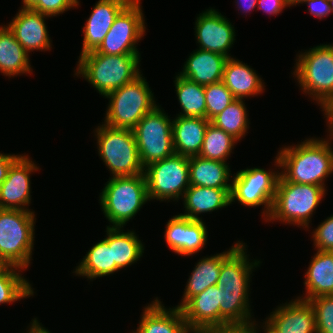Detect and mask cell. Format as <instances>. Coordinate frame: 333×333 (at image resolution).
I'll use <instances>...</instances> for the list:
<instances>
[{"label": "cell", "instance_id": "5bb4252c", "mask_svg": "<svg viewBox=\"0 0 333 333\" xmlns=\"http://www.w3.org/2000/svg\"><path fill=\"white\" fill-rule=\"evenodd\" d=\"M196 19L194 30L199 49L231 58L228 51L236 40L232 23L213 8L203 11Z\"/></svg>", "mask_w": 333, "mask_h": 333}, {"label": "cell", "instance_id": "8d00e7d4", "mask_svg": "<svg viewBox=\"0 0 333 333\" xmlns=\"http://www.w3.org/2000/svg\"><path fill=\"white\" fill-rule=\"evenodd\" d=\"M316 322L317 333H333V295H323L308 300Z\"/></svg>", "mask_w": 333, "mask_h": 333}, {"label": "cell", "instance_id": "277c9868", "mask_svg": "<svg viewBox=\"0 0 333 333\" xmlns=\"http://www.w3.org/2000/svg\"><path fill=\"white\" fill-rule=\"evenodd\" d=\"M100 206L109 227H121L149 200L144 173L109 178L100 193Z\"/></svg>", "mask_w": 333, "mask_h": 333}, {"label": "cell", "instance_id": "f35d334b", "mask_svg": "<svg viewBox=\"0 0 333 333\" xmlns=\"http://www.w3.org/2000/svg\"><path fill=\"white\" fill-rule=\"evenodd\" d=\"M78 0H39L31 10L43 13L49 17H55L72 9L78 7Z\"/></svg>", "mask_w": 333, "mask_h": 333}, {"label": "cell", "instance_id": "8fae6325", "mask_svg": "<svg viewBox=\"0 0 333 333\" xmlns=\"http://www.w3.org/2000/svg\"><path fill=\"white\" fill-rule=\"evenodd\" d=\"M144 176L149 200L178 201L190 186L189 157L175 153L153 162L144 168Z\"/></svg>", "mask_w": 333, "mask_h": 333}, {"label": "cell", "instance_id": "7c38bea8", "mask_svg": "<svg viewBox=\"0 0 333 333\" xmlns=\"http://www.w3.org/2000/svg\"><path fill=\"white\" fill-rule=\"evenodd\" d=\"M230 204L238 201L243 206H263L262 215L267 219L271 213L280 172L261 168L240 170L233 176Z\"/></svg>", "mask_w": 333, "mask_h": 333}, {"label": "cell", "instance_id": "4dcf8cb0", "mask_svg": "<svg viewBox=\"0 0 333 333\" xmlns=\"http://www.w3.org/2000/svg\"><path fill=\"white\" fill-rule=\"evenodd\" d=\"M114 272H116V263L113 260L112 247H109V243L103 239L89 249L73 273L92 280Z\"/></svg>", "mask_w": 333, "mask_h": 333}, {"label": "cell", "instance_id": "4316f807", "mask_svg": "<svg viewBox=\"0 0 333 333\" xmlns=\"http://www.w3.org/2000/svg\"><path fill=\"white\" fill-rule=\"evenodd\" d=\"M316 251L304 275L305 296L297 297L305 301L318 296L333 295V251Z\"/></svg>", "mask_w": 333, "mask_h": 333}, {"label": "cell", "instance_id": "30bf717a", "mask_svg": "<svg viewBox=\"0 0 333 333\" xmlns=\"http://www.w3.org/2000/svg\"><path fill=\"white\" fill-rule=\"evenodd\" d=\"M139 158L145 168L149 164L175 154L172 137V120L161 106H156L133 129Z\"/></svg>", "mask_w": 333, "mask_h": 333}, {"label": "cell", "instance_id": "d4e9b609", "mask_svg": "<svg viewBox=\"0 0 333 333\" xmlns=\"http://www.w3.org/2000/svg\"><path fill=\"white\" fill-rule=\"evenodd\" d=\"M263 80L254 69L236 58H228L222 76V82L235 99L260 95L265 87Z\"/></svg>", "mask_w": 333, "mask_h": 333}, {"label": "cell", "instance_id": "60d3db41", "mask_svg": "<svg viewBox=\"0 0 333 333\" xmlns=\"http://www.w3.org/2000/svg\"><path fill=\"white\" fill-rule=\"evenodd\" d=\"M286 7H290L287 0H258L257 9L269 15H278Z\"/></svg>", "mask_w": 333, "mask_h": 333}, {"label": "cell", "instance_id": "9c48e42d", "mask_svg": "<svg viewBox=\"0 0 333 333\" xmlns=\"http://www.w3.org/2000/svg\"><path fill=\"white\" fill-rule=\"evenodd\" d=\"M98 154L112 177L144 173L133 130L102 124L94 130Z\"/></svg>", "mask_w": 333, "mask_h": 333}, {"label": "cell", "instance_id": "ba28073f", "mask_svg": "<svg viewBox=\"0 0 333 333\" xmlns=\"http://www.w3.org/2000/svg\"><path fill=\"white\" fill-rule=\"evenodd\" d=\"M300 53L293 75L303 92L323 109L333 100V45H317Z\"/></svg>", "mask_w": 333, "mask_h": 333}, {"label": "cell", "instance_id": "44dd1931", "mask_svg": "<svg viewBox=\"0 0 333 333\" xmlns=\"http://www.w3.org/2000/svg\"><path fill=\"white\" fill-rule=\"evenodd\" d=\"M268 319L279 333H317L314 311L308 301L294 299L278 306Z\"/></svg>", "mask_w": 333, "mask_h": 333}, {"label": "cell", "instance_id": "816d5d0a", "mask_svg": "<svg viewBox=\"0 0 333 333\" xmlns=\"http://www.w3.org/2000/svg\"><path fill=\"white\" fill-rule=\"evenodd\" d=\"M330 5L331 13H333V0H328Z\"/></svg>", "mask_w": 333, "mask_h": 333}, {"label": "cell", "instance_id": "484cf974", "mask_svg": "<svg viewBox=\"0 0 333 333\" xmlns=\"http://www.w3.org/2000/svg\"><path fill=\"white\" fill-rule=\"evenodd\" d=\"M231 189L208 188L190 185L183 196L185 208L183 217L202 220L201 213L216 211L230 205Z\"/></svg>", "mask_w": 333, "mask_h": 333}, {"label": "cell", "instance_id": "e575fe53", "mask_svg": "<svg viewBox=\"0 0 333 333\" xmlns=\"http://www.w3.org/2000/svg\"><path fill=\"white\" fill-rule=\"evenodd\" d=\"M21 270L23 269L9 266L0 275V304H12L34 295L31 284L22 276Z\"/></svg>", "mask_w": 333, "mask_h": 333}, {"label": "cell", "instance_id": "74e56055", "mask_svg": "<svg viewBox=\"0 0 333 333\" xmlns=\"http://www.w3.org/2000/svg\"><path fill=\"white\" fill-rule=\"evenodd\" d=\"M312 236L318 251H333V215L321 222Z\"/></svg>", "mask_w": 333, "mask_h": 333}, {"label": "cell", "instance_id": "5b68a950", "mask_svg": "<svg viewBox=\"0 0 333 333\" xmlns=\"http://www.w3.org/2000/svg\"><path fill=\"white\" fill-rule=\"evenodd\" d=\"M326 188L312 184H299L287 181L281 174L268 221L279 220L309 229L310 219L320 204Z\"/></svg>", "mask_w": 333, "mask_h": 333}, {"label": "cell", "instance_id": "f6af8a7d", "mask_svg": "<svg viewBox=\"0 0 333 333\" xmlns=\"http://www.w3.org/2000/svg\"><path fill=\"white\" fill-rule=\"evenodd\" d=\"M235 2L238 5V9L244 11V13H249L252 11L255 7H257L258 0H235Z\"/></svg>", "mask_w": 333, "mask_h": 333}, {"label": "cell", "instance_id": "3957f363", "mask_svg": "<svg viewBox=\"0 0 333 333\" xmlns=\"http://www.w3.org/2000/svg\"><path fill=\"white\" fill-rule=\"evenodd\" d=\"M140 56V54L106 55L93 50L79 56L75 75H82L81 77L105 97L141 74Z\"/></svg>", "mask_w": 333, "mask_h": 333}, {"label": "cell", "instance_id": "ab89813d", "mask_svg": "<svg viewBox=\"0 0 333 333\" xmlns=\"http://www.w3.org/2000/svg\"><path fill=\"white\" fill-rule=\"evenodd\" d=\"M303 3L308 4V12L319 19L327 17L331 13L328 0H306Z\"/></svg>", "mask_w": 333, "mask_h": 333}, {"label": "cell", "instance_id": "836d02e7", "mask_svg": "<svg viewBox=\"0 0 333 333\" xmlns=\"http://www.w3.org/2000/svg\"><path fill=\"white\" fill-rule=\"evenodd\" d=\"M237 142L230 134L209 122L198 156L226 163Z\"/></svg>", "mask_w": 333, "mask_h": 333}, {"label": "cell", "instance_id": "1f68e13d", "mask_svg": "<svg viewBox=\"0 0 333 333\" xmlns=\"http://www.w3.org/2000/svg\"><path fill=\"white\" fill-rule=\"evenodd\" d=\"M174 84L183 112H180L177 116L206 118L204 86L190 81L179 74L176 76Z\"/></svg>", "mask_w": 333, "mask_h": 333}, {"label": "cell", "instance_id": "8992f818", "mask_svg": "<svg viewBox=\"0 0 333 333\" xmlns=\"http://www.w3.org/2000/svg\"><path fill=\"white\" fill-rule=\"evenodd\" d=\"M35 212L0 209V259L8 266L27 269L34 247Z\"/></svg>", "mask_w": 333, "mask_h": 333}, {"label": "cell", "instance_id": "bcb514c9", "mask_svg": "<svg viewBox=\"0 0 333 333\" xmlns=\"http://www.w3.org/2000/svg\"><path fill=\"white\" fill-rule=\"evenodd\" d=\"M27 333H50L46 328H44L41 323L37 320V318L32 319L30 328Z\"/></svg>", "mask_w": 333, "mask_h": 333}, {"label": "cell", "instance_id": "f1b7e54d", "mask_svg": "<svg viewBox=\"0 0 333 333\" xmlns=\"http://www.w3.org/2000/svg\"><path fill=\"white\" fill-rule=\"evenodd\" d=\"M29 54L7 25L0 26V72L4 76L32 73Z\"/></svg>", "mask_w": 333, "mask_h": 333}, {"label": "cell", "instance_id": "7a4b0ae2", "mask_svg": "<svg viewBox=\"0 0 333 333\" xmlns=\"http://www.w3.org/2000/svg\"><path fill=\"white\" fill-rule=\"evenodd\" d=\"M328 139L315 137L285 146L278 152L274 165L283 170L280 174L289 182L325 188L324 181L333 173V137Z\"/></svg>", "mask_w": 333, "mask_h": 333}, {"label": "cell", "instance_id": "d6986e66", "mask_svg": "<svg viewBox=\"0 0 333 333\" xmlns=\"http://www.w3.org/2000/svg\"><path fill=\"white\" fill-rule=\"evenodd\" d=\"M132 0H99L83 26L80 55L96 50L109 32L115 18Z\"/></svg>", "mask_w": 333, "mask_h": 333}, {"label": "cell", "instance_id": "f546056e", "mask_svg": "<svg viewBox=\"0 0 333 333\" xmlns=\"http://www.w3.org/2000/svg\"><path fill=\"white\" fill-rule=\"evenodd\" d=\"M107 237L104 238L112 247L116 271L131 266L144 253V245L134 231L123 232L121 227H106Z\"/></svg>", "mask_w": 333, "mask_h": 333}, {"label": "cell", "instance_id": "9a60e30c", "mask_svg": "<svg viewBox=\"0 0 333 333\" xmlns=\"http://www.w3.org/2000/svg\"><path fill=\"white\" fill-rule=\"evenodd\" d=\"M219 301L220 289L212 285L191 297L180 308L192 333H214L220 330Z\"/></svg>", "mask_w": 333, "mask_h": 333}, {"label": "cell", "instance_id": "7bdbcfd3", "mask_svg": "<svg viewBox=\"0 0 333 333\" xmlns=\"http://www.w3.org/2000/svg\"><path fill=\"white\" fill-rule=\"evenodd\" d=\"M255 322V320H251L247 326L228 327L214 333H258V324H256Z\"/></svg>", "mask_w": 333, "mask_h": 333}, {"label": "cell", "instance_id": "681fc988", "mask_svg": "<svg viewBox=\"0 0 333 333\" xmlns=\"http://www.w3.org/2000/svg\"><path fill=\"white\" fill-rule=\"evenodd\" d=\"M9 266L0 259V275L8 268Z\"/></svg>", "mask_w": 333, "mask_h": 333}, {"label": "cell", "instance_id": "e0dca14e", "mask_svg": "<svg viewBox=\"0 0 333 333\" xmlns=\"http://www.w3.org/2000/svg\"><path fill=\"white\" fill-rule=\"evenodd\" d=\"M207 228L203 220L175 215L166 224L164 232L168 247L178 255L191 256L204 248Z\"/></svg>", "mask_w": 333, "mask_h": 333}, {"label": "cell", "instance_id": "d6a6232c", "mask_svg": "<svg viewBox=\"0 0 333 333\" xmlns=\"http://www.w3.org/2000/svg\"><path fill=\"white\" fill-rule=\"evenodd\" d=\"M248 113L242 99H235L210 122L230 134L237 141L246 136L249 129Z\"/></svg>", "mask_w": 333, "mask_h": 333}, {"label": "cell", "instance_id": "6da1fadb", "mask_svg": "<svg viewBox=\"0 0 333 333\" xmlns=\"http://www.w3.org/2000/svg\"><path fill=\"white\" fill-rule=\"evenodd\" d=\"M246 246L242 243L221 265L216 284L220 289V330L247 326L252 320L248 295L250 275L261 262L250 261Z\"/></svg>", "mask_w": 333, "mask_h": 333}, {"label": "cell", "instance_id": "603a6c76", "mask_svg": "<svg viewBox=\"0 0 333 333\" xmlns=\"http://www.w3.org/2000/svg\"><path fill=\"white\" fill-rule=\"evenodd\" d=\"M243 243L238 241L228 251L218 253L213 256L205 257L196 263L195 268L191 272L182 301L176 308H181L191 297L201 293L206 288L216 285L222 263Z\"/></svg>", "mask_w": 333, "mask_h": 333}, {"label": "cell", "instance_id": "83f0119b", "mask_svg": "<svg viewBox=\"0 0 333 333\" xmlns=\"http://www.w3.org/2000/svg\"><path fill=\"white\" fill-rule=\"evenodd\" d=\"M231 171L228 163L205 159L200 156L189 157L190 185L208 188L231 189ZM229 182V183H228Z\"/></svg>", "mask_w": 333, "mask_h": 333}, {"label": "cell", "instance_id": "ac0fdd59", "mask_svg": "<svg viewBox=\"0 0 333 333\" xmlns=\"http://www.w3.org/2000/svg\"><path fill=\"white\" fill-rule=\"evenodd\" d=\"M47 17L49 16L43 13L21 8L7 25L28 54L34 50L51 49V39L45 23Z\"/></svg>", "mask_w": 333, "mask_h": 333}, {"label": "cell", "instance_id": "7dc6e473", "mask_svg": "<svg viewBox=\"0 0 333 333\" xmlns=\"http://www.w3.org/2000/svg\"><path fill=\"white\" fill-rule=\"evenodd\" d=\"M267 320L263 323L265 324L263 326V329H264V333H279L277 327L268 319L266 318Z\"/></svg>", "mask_w": 333, "mask_h": 333}, {"label": "cell", "instance_id": "d590c367", "mask_svg": "<svg viewBox=\"0 0 333 333\" xmlns=\"http://www.w3.org/2000/svg\"><path fill=\"white\" fill-rule=\"evenodd\" d=\"M206 100V119L211 121L234 100V96L222 81L204 86Z\"/></svg>", "mask_w": 333, "mask_h": 333}, {"label": "cell", "instance_id": "b9f144b4", "mask_svg": "<svg viewBox=\"0 0 333 333\" xmlns=\"http://www.w3.org/2000/svg\"><path fill=\"white\" fill-rule=\"evenodd\" d=\"M21 155H11L0 153V185L7 178L8 172L12 164L20 157Z\"/></svg>", "mask_w": 333, "mask_h": 333}, {"label": "cell", "instance_id": "2e32d148", "mask_svg": "<svg viewBox=\"0 0 333 333\" xmlns=\"http://www.w3.org/2000/svg\"><path fill=\"white\" fill-rule=\"evenodd\" d=\"M39 167L25 154L10 167L7 178L0 185V209L31 211L30 174Z\"/></svg>", "mask_w": 333, "mask_h": 333}, {"label": "cell", "instance_id": "ffe728a7", "mask_svg": "<svg viewBox=\"0 0 333 333\" xmlns=\"http://www.w3.org/2000/svg\"><path fill=\"white\" fill-rule=\"evenodd\" d=\"M143 311L139 326L132 333H192L180 308L167 309L158 297Z\"/></svg>", "mask_w": 333, "mask_h": 333}, {"label": "cell", "instance_id": "52a82bcc", "mask_svg": "<svg viewBox=\"0 0 333 333\" xmlns=\"http://www.w3.org/2000/svg\"><path fill=\"white\" fill-rule=\"evenodd\" d=\"M142 75L105 96L109 103L104 124L133 130L143 116L158 106L148 82Z\"/></svg>", "mask_w": 333, "mask_h": 333}, {"label": "cell", "instance_id": "f907efd6", "mask_svg": "<svg viewBox=\"0 0 333 333\" xmlns=\"http://www.w3.org/2000/svg\"><path fill=\"white\" fill-rule=\"evenodd\" d=\"M287 1H288L289 6H293V5H296V4H299V3L302 4V2H304L306 0H287Z\"/></svg>", "mask_w": 333, "mask_h": 333}, {"label": "cell", "instance_id": "cb8c5ba5", "mask_svg": "<svg viewBox=\"0 0 333 333\" xmlns=\"http://www.w3.org/2000/svg\"><path fill=\"white\" fill-rule=\"evenodd\" d=\"M209 120L202 117L176 116L172 119V137L176 154L198 156Z\"/></svg>", "mask_w": 333, "mask_h": 333}, {"label": "cell", "instance_id": "4fadbf2b", "mask_svg": "<svg viewBox=\"0 0 333 333\" xmlns=\"http://www.w3.org/2000/svg\"><path fill=\"white\" fill-rule=\"evenodd\" d=\"M140 0H132L115 18L103 42L96 49L106 55L140 54L136 48L145 34V20Z\"/></svg>", "mask_w": 333, "mask_h": 333}, {"label": "cell", "instance_id": "c3c4849f", "mask_svg": "<svg viewBox=\"0 0 333 333\" xmlns=\"http://www.w3.org/2000/svg\"><path fill=\"white\" fill-rule=\"evenodd\" d=\"M39 0H22L23 9H31Z\"/></svg>", "mask_w": 333, "mask_h": 333}, {"label": "cell", "instance_id": "7402d4cb", "mask_svg": "<svg viewBox=\"0 0 333 333\" xmlns=\"http://www.w3.org/2000/svg\"><path fill=\"white\" fill-rule=\"evenodd\" d=\"M190 54L180 76L203 86L222 81L226 56L201 49Z\"/></svg>", "mask_w": 333, "mask_h": 333}, {"label": "cell", "instance_id": "ee69618b", "mask_svg": "<svg viewBox=\"0 0 333 333\" xmlns=\"http://www.w3.org/2000/svg\"><path fill=\"white\" fill-rule=\"evenodd\" d=\"M324 115H326V121L328 124L329 136L333 137V100L322 109Z\"/></svg>", "mask_w": 333, "mask_h": 333}]
</instances>
